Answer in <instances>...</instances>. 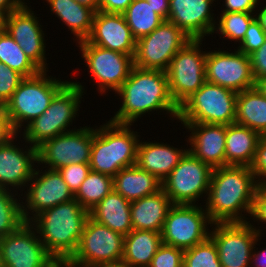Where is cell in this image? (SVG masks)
Instances as JSON below:
<instances>
[{
	"label": "cell",
	"mask_w": 266,
	"mask_h": 267,
	"mask_svg": "<svg viewBox=\"0 0 266 267\" xmlns=\"http://www.w3.org/2000/svg\"><path fill=\"white\" fill-rule=\"evenodd\" d=\"M259 185L248 166L213 168L205 205L212 224L247 222L242 212L251 214Z\"/></svg>",
	"instance_id": "6da1fadb"
},
{
	"label": "cell",
	"mask_w": 266,
	"mask_h": 267,
	"mask_svg": "<svg viewBox=\"0 0 266 267\" xmlns=\"http://www.w3.org/2000/svg\"><path fill=\"white\" fill-rule=\"evenodd\" d=\"M122 105L110 121L130 124L148 112L162 110L178 117L179 107L173 101L166 71L133 67L129 77L116 92Z\"/></svg>",
	"instance_id": "7a4b0ae2"
},
{
	"label": "cell",
	"mask_w": 266,
	"mask_h": 267,
	"mask_svg": "<svg viewBox=\"0 0 266 267\" xmlns=\"http://www.w3.org/2000/svg\"><path fill=\"white\" fill-rule=\"evenodd\" d=\"M89 211L74 198L38 214L30 223L47 252L60 266L75 253Z\"/></svg>",
	"instance_id": "3957f363"
},
{
	"label": "cell",
	"mask_w": 266,
	"mask_h": 267,
	"mask_svg": "<svg viewBox=\"0 0 266 267\" xmlns=\"http://www.w3.org/2000/svg\"><path fill=\"white\" fill-rule=\"evenodd\" d=\"M130 126L109 120L95 129L89 163L92 171L114 177L121 169L136 164L140 140Z\"/></svg>",
	"instance_id": "277c9868"
},
{
	"label": "cell",
	"mask_w": 266,
	"mask_h": 267,
	"mask_svg": "<svg viewBox=\"0 0 266 267\" xmlns=\"http://www.w3.org/2000/svg\"><path fill=\"white\" fill-rule=\"evenodd\" d=\"M83 92L81 83L69 81L54 96L47 110L23 129L25 142L37 148L46 140L73 131L67 128L78 113Z\"/></svg>",
	"instance_id": "5b68a950"
},
{
	"label": "cell",
	"mask_w": 266,
	"mask_h": 267,
	"mask_svg": "<svg viewBox=\"0 0 266 267\" xmlns=\"http://www.w3.org/2000/svg\"><path fill=\"white\" fill-rule=\"evenodd\" d=\"M46 74V71H41L33 77L24 78L3 107L17 133H21L19 130L23 123L27 122V125L42 115L54 96L69 82L46 77Z\"/></svg>",
	"instance_id": "8992f818"
},
{
	"label": "cell",
	"mask_w": 266,
	"mask_h": 267,
	"mask_svg": "<svg viewBox=\"0 0 266 267\" xmlns=\"http://www.w3.org/2000/svg\"><path fill=\"white\" fill-rule=\"evenodd\" d=\"M238 93L214 83L202 87L180 106L177 119L181 123L229 125L235 123Z\"/></svg>",
	"instance_id": "52a82bcc"
},
{
	"label": "cell",
	"mask_w": 266,
	"mask_h": 267,
	"mask_svg": "<svg viewBox=\"0 0 266 267\" xmlns=\"http://www.w3.org/2000/svg\"><path fill=\"white\" fill-rule=\"evenodd\" d=\"M203 39H191L172 58L166 75L170 95L179 107L206 82L207 52L201 51Z\"/></svg>",
	"instance_id": "ba28073f"
},
{
	"label": "cell",
	"mask_w": 266,
	"mask_h": 267,
	"mask_svg": "<svg viewBox=\"0 0 266 267\" xmlns=\"http://www.w3.org/2000/svg\"><path fill=\"white\" fill-rule=\"evenodd\" d=\"M213 168L187 151L178 165L162 181V189L173 204L195 205L207 196Z\"/></svg>",
	"instance_id": "9c48e42d"
},
{
	"label": "cell",
	"mask_w": 266,
	"mask_h": 267,
	"mask_svg": "<svg viewBox=\"0 0 266 267\" xmlns=\"http://www.w3.org/2000/svg\"><path fill=\"white\" fill-rule=\"evenodd\" d=\"M190 40L179 27L164 20L150 34L136 40L134 66L166 71L175 54Z\"/></svg>",
	"instance_id": "30bf717a"
},
{
	"label": "cell",
	"mask_w": 266,
	"mask_h": 267,
	"mask_svg": "<svg viewBox=\"0 0 266 267\" xmlns=\"http://www.w3.org/2000/svg\"><path fill=\"white\" fill-rule=\"evenodd\" d=\"M124 237L89 217L75 253L63 265L121 263Z\"/></svg>",
	"instance_id": "8fae6325"
},
{
	"label": "cell",
	"mask_w": 266,
	"mask_h": 267,
	"mask_svg": "<svg viewBox=\"0 0 266 267\" xmlns=\"http://www.w3.org/2000/svg\"><path fill=\"white\" fill-rule=\"evenodd\" d=\"M214 226L209 237L217 247L221 267H251L252 251L262 231L249 222L214 223Z\"/></svg>",
	"instance_id": "7c38bea8"
},
{
	"label": "cell",
	"mask_w": 266,
	"mask_h": 267,
	"mask_svg": "<svg viewBox=\"0 0 266 267\" xmlns=\"http://www.w3.org/2000/svg\"><path fill=\"white\" fill-rule=\"evenodd\" d=\"M208 223V224H207ZM211 225L206 210L197 205L174 204L161 231L162 243L183 250L202 243L209 237Z\"/></svg>",
	"instance_id": "4fadbf2b"
},
{
	"label": "cell",
	"mask_w": 266,
	"mask_h": 267,
	"mask_svg": "<svg viewBox=\"0 0 266 267\" xmlns=\"http://www.w3.org/2000/svg\"><path fill=\"white\" fill-rule=\"evenodd\" d=\"M30 222L0 240V267H61ZM37 235V236H36Z\"/></svg>",
	"instance_id": "5bb4252c"
},
{
	"label": "cell",
	"mask_w": 266,
	"mask_h": 267,
	"mask_svg": "<svg viewBox=\"0 0 266 267\" xmlns=\"http://www.w3.org/2000/svg\"><path fill=\"white\" fill-rule=\"evenodd\" d=\"M78 44L91 77L98 83L99 91L105 93L112 89L116 93L134 67V56L90 44L86 40Z\"/></svg>",
	"instance_id": "9a60e30c"
},
{
	"label": "cell",
	"mask_w": 266,
	"mask_h": 267,
	"mask_svg": "<svg viewBox=\"0 0 266 267\" xmlns=\"http://www.w3.org/2000/svg\"><path fill=\"white\" fill-rule=\"evenodd\" d=\"M94 133V128L85 126L44 141L37 147L38 165L45 163L49 169L58 170L70 164L90 163Z\"/></svg>",
	"instance_id": "2e32d148"
},
{
	"label": "cell",
	"mask_w": 266,
	"mask_h": 267,
	"mask_svg": "<svg viewBox=\"0 0 266 267\" xmlns=\"http://www.w3.org/2000/svg\"><path fill=\"white\" fill-rule=\"evenodd\" d=\"M206 81L242 92L255 87L250 58L243 52L209 51L205 61Z\"/></svg>",
	"instance_id": "e0dca14e"
},
{
	"label": "cell",
	"mask_w": 266,
	"mask_h": 267,
	"mask_svg": "<svg viewBox=\"0 0 266 267\" xmlns=\"http://www.w3.org/2000/svg\"><path fill=\"white\" fill-rule=\"evenodd\" d=\"M30 181L32 183L27 185L30 186L27 189L28 193L24 196L26 201L24 205L23 202L21 205L25 222H31L41 212L74 199V194L58 170L48 169L40 172L35 168ZM27 210L34 213L33 217L29 216L30 212Z\"/></svg>",
	"instance_id": "ac0fdd59"
},
{
	"label": "cell",
	"mask_w": 266,
	"mask_h": 267,
	"mask_svg": "<svg viewBox=\"0 0 266 267\" xmlns=\"http://www.w3.org/2000/svg\"><path fill=\"white\" fill-rule=\"evenodd\" d=\"M25 3L4 17L3 28L18 43L24 53L41 70L47 71L45 39L38 17Z\"/></svg>",
	"instance_id": "d6986e66"
},
{
	"label": "cell",
	"mask_w": 266,
	"mask_h": 267,
	"mask_svg": "<svg viewBox=\"0 0 266 267\" xmlns=\"http://www.w3.org/2000/svg\"><path fill=\"white\" fill-rule=\"evenodd\" d=\"M85 40L112 51L130 56L135 54L136 39L120 13L95 12L92 30Z\"/></svg>",
	"instance_id": "ffe728a7"
},
{
	"label": "cell",
	"mask_w": 266,
	"mask_h": 267,
	"mask_svg": "<svg viewBox=\"0 0 266 267\" xmlns=\"http://www.w3.org/2000/svg\"><path fill=\"white\" fill-rule=\"evenodd\" d=\"M215 0H169L168 21L191 39H203L214 33L215 20L211 7ZM211 6V7H210Z\"/></svg>",
	"instance_id": "44dd1931"
},
{
	"label": "cell",
	"mask_w": 266,
	"mask_h": 267,
	"mask_svg": "<svg viewBox=\"0 0 266 267\" xmlns=\"http://www.w3.org/2000/svg\"><path fill=\"white\" fill-rule=\"evenodd\" d=\"M15 136L7 144L0 146V188L14 190L25 188L31 183L30 179L34 173V163H38L37 148L29 146L27 151L14 145Z\"/></svg>",
	"instance_id": "7402d4cb"
},
{
	"label": "cell",
	"mask_w": 266,
	"mask_h": 267,
	"mask_svg": "<svg viewBox=\"0 0 266 267\" xmlns=\"http://www.w3.org/2000/svg\"><path fill=\"white\" fill-rule=\"evenodd\" d=\"M191 131L187 142L196 158L212 168L225 166L226 125L182 123Z\"/></svg>",
	"instance_id": "603a6c76"
},
{
	"label": "cell",
	"mask_w": 266,
	"mask_h": 267,
	"mask_svg": "<svg viewBox=\"0 0 266 267\" xmlns=\"http://www.w3.org/2000/svg\"><path fill=\"white\" fill-rule=\"evenodd\" d=\"M187 151L188 149H178L169 144L139 141L136 164L162 182Z\"/></svg>",
	"instance_id": "cb8c5ba5"
},
{
	"label": "cell",
	"mask_w": 266,
	"mask_h": 267,
	"mask_svg": "<svg viewBox=\"0 0 266 267\" xmlns=\"http://www.w3.org/2000/svg\"><path fill=\"white\" fill-rule=\"evenodd\" d=\"M174 204L161 189L157 193L131 202L130 212L133 230L162 231L170 208Z\"/></svg>",
	"instance_id": "d4e9b609"
},
{
	"label": "cell",
	"mask_w": 266,
	"mask_h": 267,
	"mask_svg": "<svg viewBox=\"0 0 266 267\" xmlns=\"http://www.w3.org/2000/svg\"><path fill=\"white\" fill-rule=\"evenodd\" d=\"M130 207V201L112 190L89 211V217L114 232L126 236L133 230Z\"/></svg>",
	"instance_id": "484cf974"
},
{
	"label": "cell",
	"mask_w": 266,
	"mask_h": 267,
	"mask_svg": "<svg viewBox=\"0 0 266 267\" xmlns=\"http://www.w3.org/2000/svg\"><path fill=\"white\" fill-rule=\"evenodd\" d=\"M162 182L137 164L121 169L113 177V190L132 202L157 193Z\"/></svg>",
	"instance_id": "4316f807"
},
{
	"label": "cell",
	"mask_w": 266,
	"mask_h": 267,
	"mask_svg": "<svg viewBox=\"0 0 266 267\" xmlns=\"http://www.w3.org/2000/svg\"><path fill=\"white\" fill-rule=\"evenodd\" d=\"M260 134L237 123L226 126L225 166H248L253 163Z\"/></svg>",
	"instance_id": "83f0119b"
},
{
	"label": "cell",
	"mask_w": 266,
	"mask_h": 267,
	"mask_svg": "<svg viewBox=\"0 0 266 267\" xmlns=\"http://www.w3.org/2000/svg\"><path fill=\"white\" fill-rule=\"evenodd\" d=\"M162 244L160 232L131 230L124 237L121 264L124 267H148Z\"/></svg>",
	"instance_id": "f1b7e54d"
},
{
	"label": "cell",
	"mask_w": 266,
	"mask_h": 267,
	"mask_svg": "<svg viewBox=\"0 0 266 267\" xmlns=\"http://www.w3.org/2000/svg\"><path fill=\"white\" fill-rule=\"evenodd\" d=\"M51 12L67 25L77 42L85 40L91 30L95 11L75 0H47Z\"/></svg>",
	"instance_id": "f546056e"
},
{
	"label": "cell",
	"mask_w": 266,
	"mask_h": 267,
	"mask_svg": "<svg viewBox=\"0 0 266 267\" xmlns=\"http://www.w3.org/2000/svg\"><path fill=\"white\" fill-rule=\"evenodd\" d=\"M235 123L266 134V97L255 87L238 92Z\"/></svg>",
	"instance_id": "4dcf8cb0"
},
{
	"label": "cell",
	"mask_w": 266,
	"mask_h": 267,
	"mask_svg": "<svg viewBox=\"0 0 266 267\" xmlns=\"http://www.w3.org/2000/svg\"><path fill=\"white\" fill-rule=\"evenodd\" d=\"M122 14L136 40L150 34L164 21L147 0H133Z\"/></svg>",
	"instance_id": "1f68e13d"
},
{
	"label": "cell",
	"mask_w": 266,
	"mask_h": 267,
	"mask_svg": "<svg viewBox=\"0 0 266 267\" xmlns=\"http://www.w3.org/2000/svg\"><path fill=\"white\" fill-rule=\"evenodd\" d=\"M0 61L24 78L41 72L4 28L0 30Z\"/></svg>",
	"instance_id": "d6a6232c"
},
{
	"label": "cell",
	"mask_w": 266,
	"mask_h": 267,
	"mask_svg": "<svg viewBox=\"0 0 266 267\" xmlns=\"http://www.w3.org/2000/svg\"><path fill=\"white\" fill-rule=\"evenodd\" d=\"M112 190L113 177L91 170L74 198L84 209L90 211Z\"/></svg>",
	"instance_id": "836d02e7"
},
{
	"label": "cell",
	"mask_w": 266,
	"mask_h": 267,
	"mask_svg": "<svg viewBox=\"0 0 266 267\" xmlns=\"http://www.w3.org/2000/svg\"><path fill=\"white\" fill-rule=\"evenodd\" d=\"M13 194L11 189L0 188V240L25 223L22 202L19 203Z\"/></svg>",
	"instance_id": "e575fe53"
},
{
	"label": "cell",
	"mask_w": 266,
	"mask_h": 267,
	"mask_svg": "<svg viewBox=\"0 0 266 267\" xmlns=\"http://www.w3.org/2000/svg\"><path fill=\"white\" fill-rule=\"evenodd\" d=\"M255 13H243V12H222L219 17V24L214 28V32L217 31L223 38L242 42L249 24L255 18Z\"/></svg>",
	"instance_id": "d590c367"
},
{
	"label": "cell",
	"mask_w": 266,
	"mask_h": 267,
	"mask_svg": "<svg viewBox=\"0 0 266 267\" xmlns=\"http://www.w3.org/2000/svg\"><path fill=\"white\" fill-rule=\"evenodd\" d=\"M183 267H221L213 240L208 237L202 243L184 250Z\"/></svg>",
	"instance_id": "8d00e7d4"
},
{
	"label": "cell",
	"mask_w": 266,
	"mask_h": 267,
	"mask_svg": "<svg viewBox=\"0 0 266 267\" xmlns=\"http://www.w3.org/2000/svg\"><path fill=\"white\" fill-rule=\"evenodd\" d=\"M24 77L0 61V106L11 99Z\"/></svg>",
	"instance_id": "74e56055"
},
{
	"label": "cell",
	"mask_w": 266,
	"mask_h": 267,
	"mask_svg": "<svg viewBox=\"0 0 266 267\" xmlns=\"http://www.w3.org/2000/svg\"><path fill=\"white\" fill-rule=\"evenodd\" d=\"M266 32L260 26L259 21L254 18L248 26L244 39L237 48L247 56L257 51L265 42Z\"/></svg>",
	"instance_id": "f35d334b"
},
{
	"label": "cell",
	"mask_w": 266,
	"mask_h": 267,
	"mask_svg": "<svg viewBox=\"0 0 266 267\" xmlns=\"http://www.w3.org/2000/svg\"><path fill=\"white\" fill-rule=\"evenodd\" d=\"M184 250L162 244L148 267H183Z\"/></svg>",
	"instance_id": "ab89813d"
},
{
	"label": "cell",
	"mask_w": 266,
	"mask_h": 267,
	"mask_svg": "<svg viewBox=\"0 0 266 267\" xmlns=\"http://www.w3.org/2000/svg\"><path fill=\"white\" fill-rule=\"evenodd\" d=\"M63 180L75 195L80 189L81 183L91 171L89 163L70 164L58 169Z\"/></svg>",
	"instance_id": "60d3db41"
},
{
	"label": "cell",
	"mask_w": 266,
	"mask_h": 267,
	"mask_svg": "<svg viewBox=\"0 0 266 267\" xmlns=\"http://www.w3.org/2000/svg\"><path fill=\"white\" fill-rule=\"evenodd\" d=\"M250 168L260 184L266 183V179H264L266 178V134L261 135L259 138L255 157Z\"/></svg>",
	"instance_id": "b9f144b4"
},
{
	"label": "cell",
	"mask_w": 266,
	"mask_h": 267,
	"mask_svg": "<svg viewBox=\"0 0 266 267\" xmlns=\"http://www.w3.org/2000/svg\"><path fill=\"white\" fill-rule=\"evenodd\" d=\"M249 216H253L254 220H259L266 224V183L257 187Z\"/></svg>",
	"instance_id": "7bdbcfd3"
},
{
	"label": "cell",
	"mask_w": 266,
	"mask_h": 267,
	"mask_svg": "<svg viewBox=\"0 0 266 267\" xmlns=\"http://www.w3.org/2000/svg\"><path fill=\"white\" fill-rule=\"evenodd\" d=\"M255 80L266 77V39L264 44L249 55Z\"/></svg>",
	"instance_id": "ee69618b"
},
{
	"label": "cell",
	"mask_w": 266,
	"mask_h": 267,
	"mask_svg": "<svg viewBox=\"0 0 266 267\" xmlns=\"http://www.w3.org/2000/svg\"><path fill=\"white\" fill-rule=\"evenodd\" d=\"M226 7L222 12L253 13L259 0H224Z\"/></svg>",
	"instance_id": "f6af8a7d"
},
{
	"label": "cell",
	"mask_w": 266,
	"mask_h": 267,
	"mask_svg": "<svg viewBox=\"0 0 266 267\" xmlns=\"http://www.w3.org/2000/svg\"><path fill=\"white\" fill-rule=\"evenodd\" d=\"M18 133L14 130L4 108L0 109V146L7 144Z\"/></svg>",
	"instance_id": "bcb514c9"
},
{
	"label": "cell",
	"mask_w": 266,
	"mask_h": 267,
	"mask_svg": "<svg viewBox=\"0 0 266 267\" xmlns=\"http://www.w3.org/2000/svg\"><path fill=\"white\" fill-rule=\"evenodd\" d=\"M133 0H99V11L122 14Z\"/></svg>",
	"instance_id": "7dc6e473"
},
{
	"label": "cell",
	"mask_w": 266,
	"mask_h": 267,
	"mask_svg": "<svg viewBox=\"0 0 266 267\" xmlns=\"http://www.w3.org/2000/svg\"><path fill=\"white\" fill-rule=\"evenodd\" d=\"M24 4L22 0H0V13L5 17Z\"/></svg>",
	"instance_id": "c3c4849f"
},
{
	"label": "cell",
	"mask_w": 266,
	"mask_h": 267,
	"mask_svg": "<svg viewBox=\"0 0 266 267\" xmlns=\"http://www.w3.org/2000/svg\"><path fill=\"white\" fill-rule=\"evenodd\" d=\"M155 9V12L164 20L168 19L169 15V0H147Z\"/></svg>",
	"instance_id": "681fc988"
},
{
	"label": "cell",
	"mask_w": 266,
	"mask_h": 267,
	"mask_svg": "<svg viewBox=\"0 0 266 267\" xmlns=\"http://www.w3.org/2000/svg\"><path fill=\"white\" fill-rule=\"evenodd\" d=\"M254 262L255 267H266V248L262 251H252L251 264Z\"/></svg>",
	"instance_id": "f907efd6"
},
{
	"label": "cell",
	"mask_w": 266,
	"mask_h": 267,
	"mask_svg": "<svg viewBox=\"0 0 266 267\" xmlns=\"http://www.w3.org/2000/svg\"><path fill=\"white\" fill-rule=\"evenodd\" d=\"M61 267H124L121 263L89 264V265H62Z\"/></svg>",
	"instance_id": "816d5d0a"
},
{
	"label": "cell",
	"mask_w": 266,
	"mask_h": 267,
	"mask_svg": "<svg viewBox=\"0 0 266 267\" xmlns=\"http://www.w3.org/2000/svg\"><path fill=\"white\" fill-rule=\"evenodd\" d=\"M79 4L93 9L95 12L99 11V0H75Z\"/></svg>",
	"instance_id": "f5cc1de1"
},
{
	"label": "cell",
	"mask_w": 266,
	"mask_h": 267,
	"mask_svg": "<svg viewBox=\"0 0 266 267\" xmlns=\"http://www.w3.org/2000/svg\"><path fill=\"white\" fill-rule=\"evenodd\" d=\"M255 18L259 21L260 26L266 32V6H263V8L259 11L258 15L255 16Z\"/></svg>",
	"instance_id": "db71d44e"
},
{
	"label": "cell",
	"mask_w": 266,
	"mask_h": 267,
	"mask_svg": "<svg viewBox=\"0 0 266 267\" xmlns=\"http://www.w3.org/2000/svg\"><path fill=\"white\" fill-rule=\"evenodd\" d=\"M255 88L266 97V77L259 78L256 81Z\"/></svg>",
	"instance_id": "11a10c76"
},
{
	"label": "cell",
	"mask_w": 266,
	"mask_h": 267,
	"mask_svg": "<svg viewBox=\"0 0 266 267\" xmlns=\"http://www.w3.org/2000/svg\"><path fill=\"white\" fill-rule=\"evenodd\" d=\"M3 25H4V16L0 13V30L3 29Z\"/></svg>",
	"instance_id": "9f6ffc18"
}]
</instances>
